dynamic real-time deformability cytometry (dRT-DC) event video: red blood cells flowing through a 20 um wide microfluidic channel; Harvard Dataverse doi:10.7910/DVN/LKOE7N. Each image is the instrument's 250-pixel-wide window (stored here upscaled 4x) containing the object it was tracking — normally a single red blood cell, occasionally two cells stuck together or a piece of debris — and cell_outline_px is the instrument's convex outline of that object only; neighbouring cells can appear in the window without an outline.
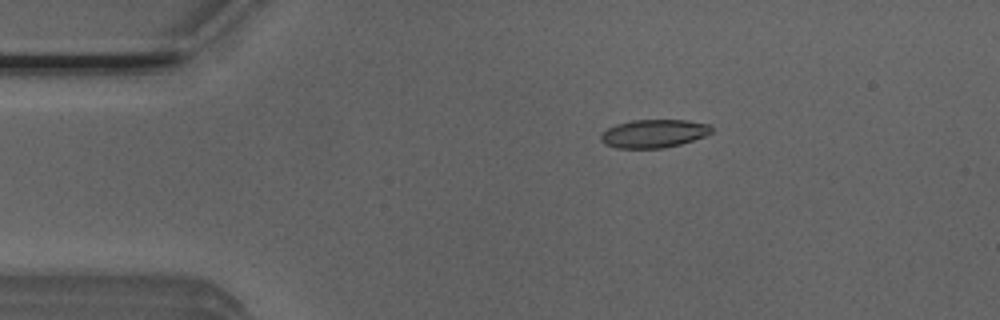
{"species": "Egyptian fruit bat (a non-hibernating species)", "species_latin": "Rousettus aegyptiacus", "temperature_condition": "room temperature", "stored_images_in_passage": 4, "camera_frame_rate_fps": 3000, "um_per_image_px": 0.085, "animal": {"sex": "male"}, "frame": {"image": 1, "passage_image": 3, "time_ms": 0.667, "image_size_px": [1000, 320], "cell_outline_px": [[712, 132], [704, 136], [680, 144], [664, 148], [616, 148], [604, 144], [600, 140], [600, 136], [608, 128], [616, 124], [632, 120], [688, 120], [708, 124], [712, 128]], "centroid_in_image_um": [55.55, 11.35], "position_along_channel_um": 29.4, "area_um2": 18.15}}